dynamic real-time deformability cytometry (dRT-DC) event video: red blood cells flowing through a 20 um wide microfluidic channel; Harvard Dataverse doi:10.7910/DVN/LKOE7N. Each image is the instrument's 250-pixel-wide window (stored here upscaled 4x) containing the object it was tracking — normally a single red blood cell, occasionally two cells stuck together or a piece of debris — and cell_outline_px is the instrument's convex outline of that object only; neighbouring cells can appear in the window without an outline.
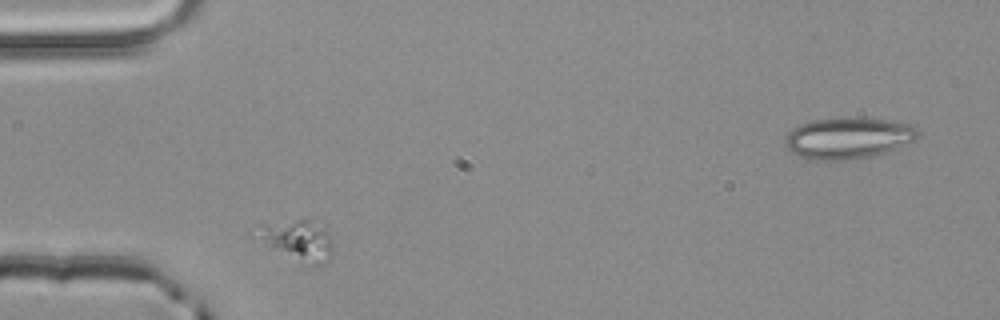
{"species": "common noctule bat (a hibernating species)", "species_latin": "Nyctalus noctula", "temperature_condition": "room temperature", "stored_images_in_passage": 2, "camera_frame_rate_fps": 3000, "um_per_image_px": 0.085, "animal": {"sex": "male", "body_mass_g": 20.4}, "frame": {"image": 1, "passage_image": 1, "time_ms": 0.0, "image_size_px": [1000, 320], "cell_outline_px": [[332, 252], [328, 260], [312, 268], [304, 268], [268, 248], [248, 236], [248, 232], [260, 224], [304, 216], [312, 220], [328, 232], [332, 240]], "centroid_in_image_um": [25.14, 20.44], "position_along_channel_um": 59.9, "area_um2": 20.23}}